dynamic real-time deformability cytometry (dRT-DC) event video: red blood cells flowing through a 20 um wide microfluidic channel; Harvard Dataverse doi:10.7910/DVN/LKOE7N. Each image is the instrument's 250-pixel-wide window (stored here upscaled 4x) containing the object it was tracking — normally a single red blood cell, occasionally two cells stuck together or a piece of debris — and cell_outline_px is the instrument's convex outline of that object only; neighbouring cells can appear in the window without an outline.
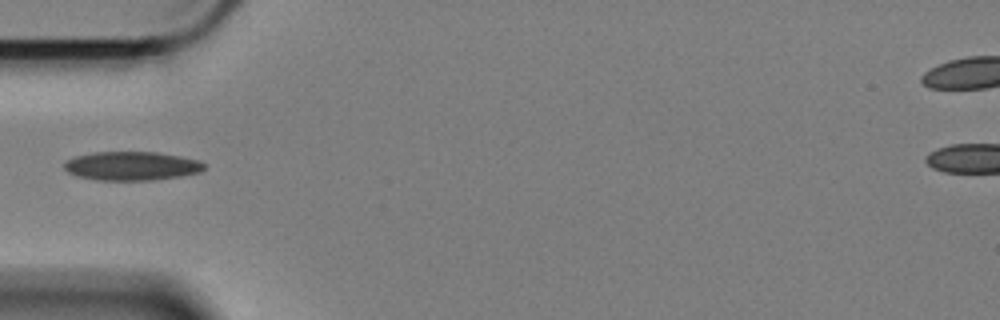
{"species": "Egyptian fruit bat (a non-hibernating species)", "species_latin": "Rousettus aegyptiacus", "temperature_condition": "cold", "stored_images_in_passage": 14, "camera_frame_rate_fps": 3000, "um_per_image_px": 0.085, "animal": {"sex": "female"}, "frame": {"image": 1, "passage_image": 1, "time_ms": 0.0, "image_size_px": [1000, 320], "cell_outline_px": [[204, 168], [200, 172], [180, 176], [152, 180], [96, 180], [76, 176], [68, 172], [64, 168], [64, 164], [68, 160], [76, 156], [96, 152], [156, 152], [196, 160], [204, 164]], "centroid_in_image_um": [11.15, 14.11], "position_along_channel_um": 73.9, "area_um2": 23.18}}